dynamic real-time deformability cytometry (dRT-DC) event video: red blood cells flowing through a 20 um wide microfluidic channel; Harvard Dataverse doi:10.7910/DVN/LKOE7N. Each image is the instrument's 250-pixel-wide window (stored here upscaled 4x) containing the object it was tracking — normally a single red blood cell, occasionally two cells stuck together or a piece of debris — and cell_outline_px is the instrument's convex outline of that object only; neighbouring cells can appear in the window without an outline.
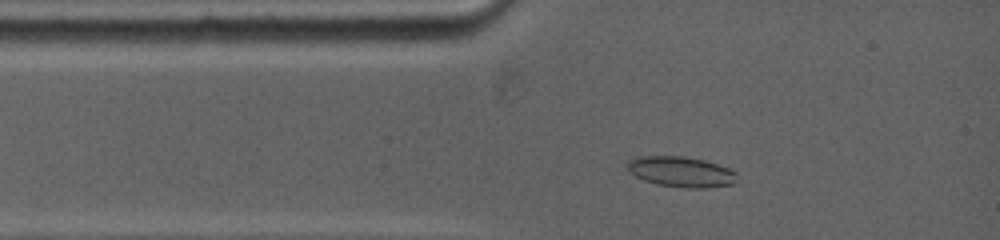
{"species": "common noctule bat (a hibernating species)", "species_latin": "Nyctalus noctula", "temperature_condition": "warm", "stored_images_in_passage": 8, "camera_frame_rate_fps": 5000, "um_per_image_px": 0.085, "animal": {"sex": "female", "body_mass_g": 19.0, "forearm_length_mm": 53.3}, "frame": {"image": 1, "passage_image": 2, "time_ms": 1.2, "image_size_px": [1000, 240], "cell_outline_px": [[736, 172], [732, 184], [708, 188], [684, 188], [656, 184], [644, 180], [636, 176], [624, 164], [628, 160], [636, 156], [684, 156], [704, 160], [728, 168]], "centroid_in_image_um": [57.84, 14.59], "position_along_channel_um": 27.2, "area_um2": 19.42}}
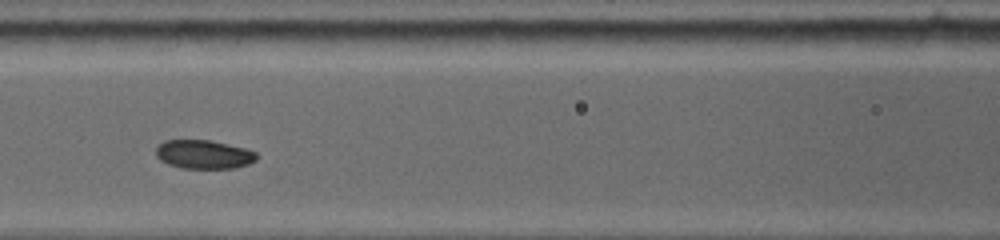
{"frame": {"image": 2, "passage_image": 5, "time_ms": 4.6, "image_size_px": [1000, 240], "cell_outline_px": [[256, 160], [248, 164], [232, 168], [180, 168], [168, 164], [160, 160], [156, 156], [156, 148], [164, 140], [212, 140], [244, 148], [256, 152]], "centroid_in_image_um": [17.29, 13.12], "position_along_channel_um": 149.3, "area_um2": 16.82}}
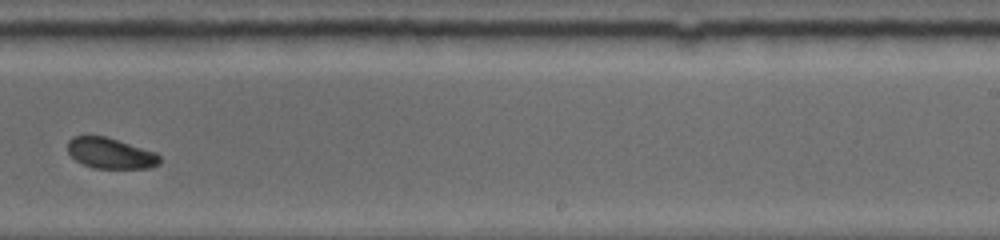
{"frame": {"image": 3, "passage_image": 8, "time_ms": 8.0, "image_size_px": [1000, 240], "cell_outline_px": [[160, 164], [148, 168], [92, 168], [76, 160], [68, 152], [68, 140], [72, 136], [104, 136], [156, 152], [160, 156]], "centroid_in_image_um": [9.39, 13.03], "position_along_channel_um": 279.6, "area_um2": 16.36}}